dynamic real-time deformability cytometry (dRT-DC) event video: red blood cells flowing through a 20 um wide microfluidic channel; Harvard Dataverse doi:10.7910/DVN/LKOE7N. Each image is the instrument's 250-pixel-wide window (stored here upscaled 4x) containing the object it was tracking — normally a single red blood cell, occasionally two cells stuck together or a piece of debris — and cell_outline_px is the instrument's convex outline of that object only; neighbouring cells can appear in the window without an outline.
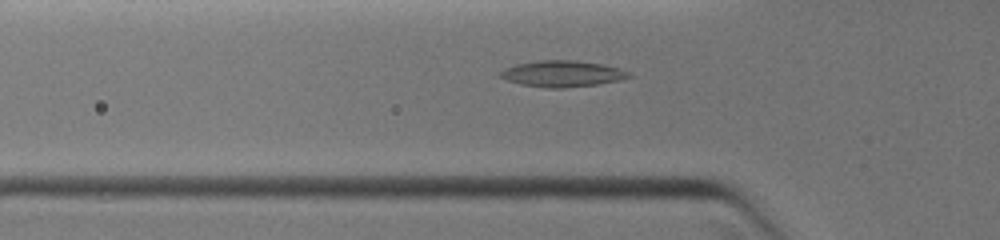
{"species": "common noctule bat (a hibernating species)", "species_latin": "Nyctalus noctula", "temperature_condition": "warm", "stored_images_in_passage": 9, "camera_frame_rate_fps": 3000, "um_per_image_px": 0.085, "animal": {"sex": "female", "body_mass_g": 19.0, "forearm_length_mm": 51.5}, "frame": {"image": 1, "passage_image": 8, "time_ms": 4.0, "image_size_px": [1000, 240], "cell_outline_px": [[632, 76], [620, 80], [596, 84], [564, 88], [544, 88], [520, 84], [508, 80], [500, 76], [500, 72], [504, 68], [516, 64], [540, 60], [576, 60], [604, 64], [620, 68], [632, 72]], "centroid_in_image_um": [47.84, 6.26], "position_along_channel_um": 78.0, "area_um2": 19.77}}